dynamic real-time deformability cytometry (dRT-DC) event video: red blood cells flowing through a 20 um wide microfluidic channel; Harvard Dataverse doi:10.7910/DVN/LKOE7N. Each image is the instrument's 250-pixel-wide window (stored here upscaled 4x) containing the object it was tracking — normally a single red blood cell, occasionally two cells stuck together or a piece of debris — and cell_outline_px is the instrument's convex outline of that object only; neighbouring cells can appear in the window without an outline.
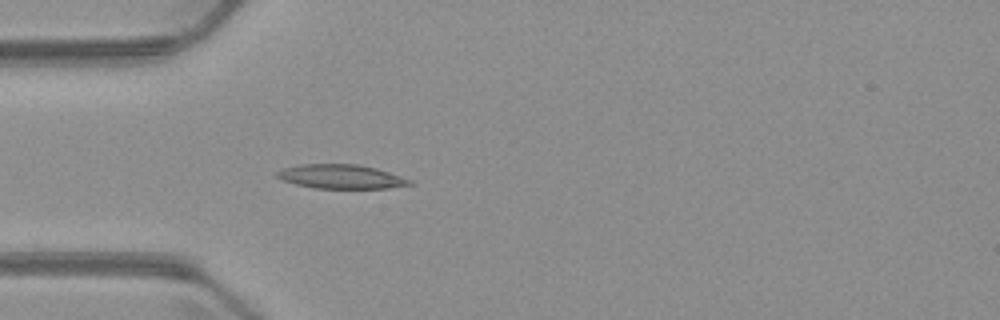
{"species": "common noctule bat (a hibernating species)", "species_latin": "Nyctalus noctula", "temperature_condition": "warm", "stored_images_in_passage": 5, "camera_frame_rate_fps": 3000, "um_per_image_px": 0.085, "animal": {"sex": "male", "body_mass_g": 23.1, "forearm_length_mm": 52.7}, "frame": {"image": 1, "passage_image": 5, "time_ms": 4.667, "image_size_px": [1000, 320], "cell_outline_px": [[412, 184], [388, 188], [316, 188], [296, 184], [284, 180], [276, 176], [276, 172], [284, 168], [300, 164], [356, 164], [376, 168], [412, 180]], "centroid_in_image_um": [28.99, 15.01], "position_along_channel_um": 56.0, "area_um2": 18.38}}